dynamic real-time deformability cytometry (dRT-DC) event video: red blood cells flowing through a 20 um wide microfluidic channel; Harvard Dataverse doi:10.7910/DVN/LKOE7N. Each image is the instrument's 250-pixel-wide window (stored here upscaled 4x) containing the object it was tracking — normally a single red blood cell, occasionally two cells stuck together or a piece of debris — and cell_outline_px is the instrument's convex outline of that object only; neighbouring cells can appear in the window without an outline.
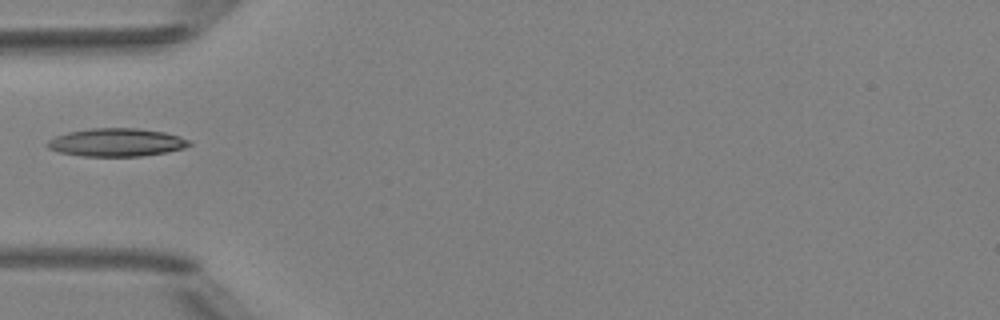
{"species": "Egyptian fruit bat (a non-hibernating species)", "species_latin": "Rousettus aegyptiacus", "temperature_condition": "room temperature", "stored_images_in_passage": 5, "camera_frame_rate_fps": 3000, "um_per_image_px": 0.085, "animal": {"sex": "female"}, "frame": {"image": 1, "passage_image": 5, "time_ms": 5.333, "image_size_px": [1000, 320], "cell_outline_px": [[192, 144], [184, 148], [168, 152], [140, 156], [84, 156], [60, 152], [48, 148], [44, 144], [48, 140], [56, 136], [68, 132], [92, 128], [136, 128], [164, 132], [180, 136], [192, 140]], "centroid_in_image_um": [9.93, 12.1], "position_along_channel_um": 75.1, "area_um2": 23.29}}